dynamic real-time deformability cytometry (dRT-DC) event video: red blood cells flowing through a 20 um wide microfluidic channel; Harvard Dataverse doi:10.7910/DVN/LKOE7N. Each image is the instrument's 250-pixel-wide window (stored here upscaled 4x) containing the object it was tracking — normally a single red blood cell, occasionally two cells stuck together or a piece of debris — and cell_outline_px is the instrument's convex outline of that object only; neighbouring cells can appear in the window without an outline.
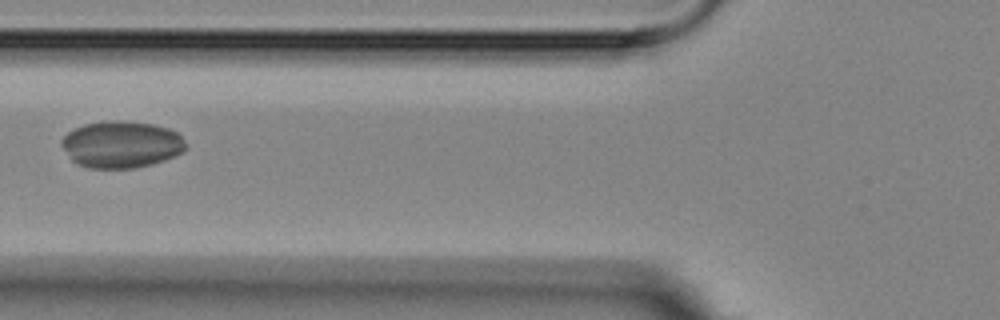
{"species": "Egyptian fruit bat (a non-hibernating species)", "species_latin": "Rousettus aegyptiacus", "temperature_condition": "room temperature", "stored_images_in_passage": 6, "camera_frame_rate_fps": 3000, "um_per_image_px": 0.085, "animal": {"sex": "female"}, "frame": {"image": 1, "passage_image": 4, "time_ms": 3.667, "image_size_px": [1000, 320], "cell_outline_px": [[188, 144], [184, 152], [164, 160], [152, 164], [132, 168], [88, 168], [76, 164], [72, 160], [60, 144], [60, 140], [72, 128], [84, 124], [116, 120], [152, 124], [168, 128], [176, 132]], "centroid_in_image_um": [10.3, 12.28], "position_along_channel_um": 115.5, "area_um2": 33.99}}
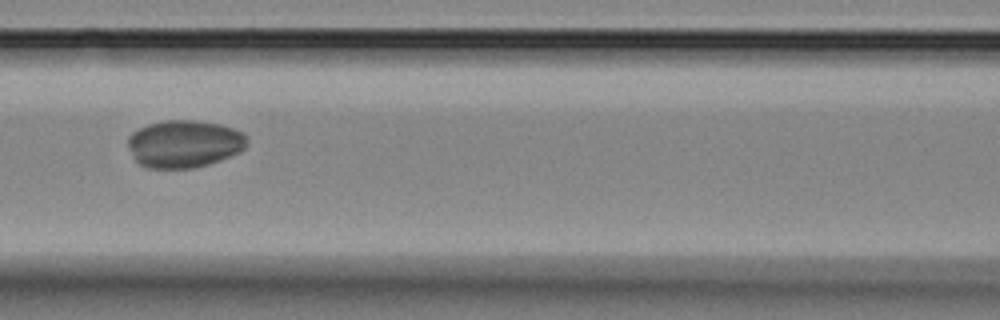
{"frame": {"image": 2, "passage_image": 5, "time_ms": 4.667, "image_size_px": [1000, 320], "cell_outline_px": [[248, 140], [244, 148], [240, 152], [220, 160], [208, 164], [192, 168], [148, 168], [140, 164], [136, 160], [128, 144], [128, 136], [132, 132], [148, 124], [164, 120], [192, 120], [220, 124], [244, 132]], "centroid_in_image_um": [15.68, 12.22], "position_along_channel_um": 150.9, "area_um2": 32.89}}
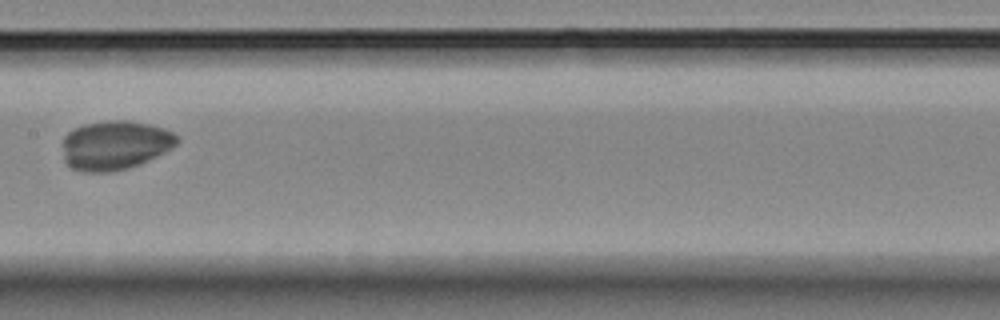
{"frame": {"image": 3, "passage_image": 6, "time_ms": 6.0, "image_size_px": [1000, 320], "cell_outline_px": [[180, 140], [176, 144], [164, 152], [140, 164], [128, 168], [112, 172], [84, 172], [72, 168], [64, 160], [64, 136], [68, 132], [84, 124], [108, 120], [128, 120], [148, 124], [164, 128], [172, 132]], "centroid_in_image_um": [9.77, 12.34], "position_along_channel_um": 197.6, "area_um2": 32.66}}